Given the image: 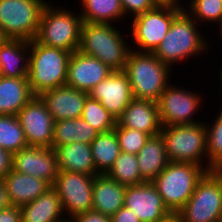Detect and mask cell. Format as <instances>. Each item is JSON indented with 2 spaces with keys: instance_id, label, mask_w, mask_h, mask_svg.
Wrapping results in <instances>:
<instances>
[{
  "instance_id": "e0dca14e",
  "label": "cell",
  "mask_w": 222,
  "mask_h": 222,
  "mask_svg": "<svg viewBox=\"0 0 222 222\" xmlns=\"http://www.w3.org/2000/svg\"><path fill=\"white\" fill-rule=\"evenodd\" d=\"M113 71L97 58L77 50L71 53L65 85L88 93Z\"/></svg>"
},
{
  "instance_id": "60d3db41",
  "label": "cell",
  "mask_w": 222,
  "mask_h": 222,
  "mask_svg": "<svg viewBox=\"0 0 222 222\" xmlns=\"http://www.w3.org/2000/svg\"><path fill=\"white\" fill-rule=\"evenodd\" d=\"M11 205L3 180L0 181V210Z\"/></svg>"
},
{
  "instance_id": "3957f363",
  "label": "cell",
  "mask_w": 222,
  "mask_h": 222,
  "mask_svg": "<svg viewBox=\"0 0 222 222\" xmlns=\"http://www.w3.org/2000/svg\"><path fill=\"white\" fill-rule=\"evenodd\" d=\"M172 70L153 53L131 49L124 72L128 76L134 99L158 102L162 92L171 83Z\"/></svg>"
},
{
  "instance_id": "d6986e66",
  "label": "cell",
  "mask_w": 222,
  "mask_h": 222,
  "mask_svg": "<svg viewBox=\"0 0 222 222\" xmlns=\"http://www.w3.org/2000/svg\"><path fill=\"white\" fill-rule=\"evenodd\" d=\"M116 124L119 127L139 130L150 136L158 135L162 130L158 103L133 99L116 120Z\"/></svg>"
},
{
  "instance_id": "5bb4252c",
  "label": "cell",
  "mask_w": 222,
  "mask_h": 222,
  "mask_svg": "<svg viewBox=\"0 0 222 222\" xmlns=\"http://www.w3.org/2000/svg\"><path fill=\"white\" fill-rule=\"evenodd\" d=\"M11 169L43 179L51 186L59 171L54 149L35 146H27L13 153Z\"/></svg>"
},
{
  "instance_id": "30bf717a",
  "label": "cell",
  "mask_w": 222,
  "mask_h": 222,
  "mask_svg": "<svg viewBox=\"0 0 222 222\" xmlns=\"http://www.w3.org/2000/svg\"><path fill=\"white\" fill-rule=\"evenodd\" d=\"M46 0H0V28L11 39L36 38Z\"/></svg>"
},
{
  "instance_id": "ee69618b",
  "label": "cell",
  "mask_w": 222,
  "mask_h": 222,
  "mask_svg": "<svg viewBox=\"0 0 222 222\" xmlns=\"http://www.w3.org/2000/svg\"><path fill=\"white\" fill-rule=\"evenodd\" d=\"M219 68H220V70H216V71L219 72L217 75H218V78L220 80V83H218V84H219V88H220L219 92L221 93L222 92V65L220 67H218V69ZM220 84H221V86H220Z\"/></svg>"
},
{
  "instance_id": "8992f818",
  "label": "cell",
  "mask_w": 222,
  "mask_h": 222,
  "mask_svg": "<svg viewBox=\"0 0 222 222\" xmlns=\"http://www.w3.org/2000/svg\"><path fill=\"white\" fill-rule=\"evenodd\" d=\"M49 2L42 10L36 40L49 47L73 53L79 49L82 17L67 7Z\"/></svg>"
},
{
  "instance_id": "8d00e7d4",
  "label": "cell",
  "mask_w": 222,
  "mask_h": 222,
  "mask_svg": "<svg viewBox=\"0 0 222 222\" xmlns=\"http://www.w3.org/2000/svg\"><path fill=\"white\" fill-rule=\"evenodd\" d=\"M71 219L73 222H111L110 216L104 215L94 210L80 213Z\"/></svg>"
},
{
  "instance_id": "ac0fdd59",
  "label": "cell",
  "mask_w": 222,
  "mask_h": 222,
  "mask_svg": "<svg viewBox=\"0 0 222 222\" xmlns=\"http://www.w3.org/2000/svg\"><path fill=\"white\" fill-rule=\"evenodd\" d=\"M56 121L79 118L88 93L67 85L44 91L39 95Z\"/></svg>"
},
{
  "instance_id": "f1b7e54d",
  "label": "cell",
  "mask_w": 222,
  "mask_h": 222,
  "mask_svg": "<svg viewBox=\"0 0 222 222\" xmlns=\"http://www.w3.org/2000/svg\"><path fill=\"white\" fill-rule=\"evenodd\" d=\"M90 146L96 171L106 174L121 152L114 129L99 133Z\"/></svg>"
},
{
  "instance_id": "4316f807",
  "label": "cell",
  "mask_w": 222,
  "mask_h": 222,
  "mask_svg": "<svg viewBox=\"0 0 222 222\" xmlns=\"http://www.w3.org/2000/svg\"><path fill=\"white\" fill-rule=\"evenodd\" d=\"M99 133L82 117L56 121L54 123L52 147L74 142L91 144Z\"/></svg>"
},
{
  "instance_id": "e575fe53",
  "label": "cell",
  "mask_w": 222,
  "mask_h": 222,
  "mask_svg": "<svg viewBox=\"0 0 222 222\" xmlns=\"http://www.w3.org/2000/svg\"><path fill=\"white\" fill-rule=\"evenodd\" d=\"M114 131L119 141L120 150L135 155L150 138L147 133L132 128L119 127L117 124Z\"/></svg>"
},
{
  "instance_id": "ab89813d",
  "label": "cell",
  "mask_w": 222,
  "mask_h": 222,
  "mask_svg": "<svg viewBox=\"0 0 222 222\" xmlns=\"http://www.w3.org/2000/svg\"><path fill=\"white\" fill-rule=\"evenodd\" d=\"M12 154L0 148V181L11 170Z\"/></svg>"
},
{
  "instance_id": "d6a6232c",
  "label": "cell",
  "mask_w": 222,
  "mask_h": 222,
  "mask_svg": "<svg viewBox=\"0 0 222 222\" xmlns=\"http://www.w3.org/2000/svg\"><path fill=\"white\" fill-rule=\"evenodd\" d=\"M81 117L100 133L113 130L116 126V119L99 101L90 97L85 101Z\"/></svg>"
},
{
  "instance_id": "484cf974",
  "label": "cell",
  "mask_w": 222,
  "mask_h": 222,
  "mask_svg": "<svg viewBox=\"0 0 222 222\" xmlns=\"http://www.w3.org/2000/svg\"><path fill=\"white\" fill-rule=\"evenodd\" d=\"M141 177L151 182L168 165L165 143L161 134L150 136L137 154Z\"/></svg>"
},
{
  "instance_id": "5b68a950",
  "label": "cell",
  "mask_w": 222,
  "mask_h": 222,
  "mask_svg": "<svg viewBox=\"0 0 222 222\" xmlns=\"http://www.w3.org/2000/svg\"><path fill=\"white\" fill-rule=\"evenodd\" d=\"M70 56L66 50L30 41L28 80L34 96L66 84Z\"/></svg>"
},
{
  "instance_id": "7dc6e473",
  "label": "cell",
  "mask_w": 222,
  "mask_h": 222,
  "mask_svg": "<svg viewBox=\"0 0 222 222\" xmlns=\"http://www.w3.org/2000/svg\"><path fill=\"white\" fill-rule=\"evenodd\" d=\"M216 170L222 173V163L216 168Z\"/></svg>"
},
{
  "instance_id": "7c38bea8",
  "label": "cell",
  "mask_w": 222,
  "mask_h": 222,
  "mask_svg": "<svg viewBox=\"0 0 222 222\" xmlns=\"http://www.w3.org/2000/svg\"><path fill=\"white\" fill-rule=\"evenodd\" d=\"M93 175L58 171L53 188L61 200L67 218L92 210Z\"/></svg>"
},
{
  "instance_id": "ffe728a7",
  "label": "cell",
  "mask_w": 222,
  "mask_h": 222,
  "mask_svg": "<svg viewBox=\"0 0 222 222\" xmlns=\"http://www.w3.org/2000/svg\"><path fill=\"white\" fill-rule=\"evenodd\" d=\"M11 205L22 207L52 186L43 179L10 170L3 179Z\"/></svg>"
},
{
  "instance_id": "c3c4849f",
  "label": "cell",
  "mask_w": 222,
  "mask_h": 222,
  "mask_svg": "<svg viewBox=\"0 0 222 222\" xmlns=\"http://www.w3.org/2000/svg\"><path fill=\"white\" fill-rule=\"evenodd\" d=\"M60 222H73V220L71 218H66L65 220L60 221Z\"/></svg>"
},
{
  "instance_id": "d4e9b609",
  "label": "cell",
  "mask_w": 222,
  "mask_h": 222,
  "mask_svg": "<svg viewBox=\"0 0 222 222\" xmlns=\"http://www.w3.org/2000/svg\"><path fill=\"white\" fill-rule=\"evenodd\" d=\"M33 97L28 77H1L0 115H17Z\"/></svg>"
},
{
  "instance_id": "4fadbf2b",
  "label": "cell",
  "mask_w": 222,
  "mask_h": 222,
  "mask_svg": "<svg viewBox=\"0 0 222 222\" xmlns=\"http://www.w3.org/2000/svg\"><path fill=\"white\" fill-rule=\"evenodd\" d=\"M17 117L28 146L52 147L55 120L39 96H34Z\"/></svg>"
},
{
  "instance_id": "52a82bcc",
  "label": "cell",
  "mask_w": 222,
  "mask_h": 222,
  "mask_svg": "<svg viewBox=\"0 0 222 222\" xmlns=\"http://www.w3.org/2000/svg\"><path fill=\"white\" fill-rule=\"evenodd\" d=\"M207 170L194 163L169 162L151 183L171 213H178L195 191Z\"/></svg>"
},
{
  "instance_id": "f6af8a7d",
  "label": "cell",
  "mask_w": 222,
  "mask_h": 222,
  "mask_svg": "<svg viewBox=\"0 0 222 222\" xmlns=\"http://www.w3.org/2000/svg\"><path fill=\"white\" fill-rule=\"evenodd\" d=\"M7 37L4 35L3 30L0 28V46L6 41Z\"/></svg>"
},
{
  "instance_id": "d590c367",
  "label": "cell",
  "mask_w": 222,
  "mask_h": 222,
  "mask_svg": "<svg viewBox=\"0 0 222 222\" xmlns=\"http://www.w3.org/2000/svg\"><path fill=\"white\" fill-rule=\"evenodd\" d=\"M120 3L125 17L129 20L132 16L152 10L160 4L158 0H120Z\"/></svg>"
},
{
  "instance_id": "6da1fadb",
  "label": "cell",
  "mask_w": 222,
  "mask_h": 222,
  "mask_svg": "<svg viewBox=\"0 0 222 222\" xmlns=\"http://www.w3.org/2000/svg\"><path fill=\"white\" fill-rule=\"evenodd\" d=\"M199 26L183 9L173 19L169 31L153 54L171 68L176 67L177 64L179 66V63L191 58L208 55V51L211 49L209 48L211 42L208 43V41L211 39H207L203 32H200Z\"/></svg>"
},
{
  "instance_id": "9c48e42d",
  "label": "cell",
  "mask_w": 222,
  "mask_h": 222,
  "mask_svg": "<svg viewBox=\"0 0 222 222\" xmlns=\"http://www.w3.org/2000/svg\"><path fill=\"white\" fill-rule=\"evenodd\" d=\"M178 213L182 222H222V173L207 171Z\"/></svg>"
},
{
  "instance_id": "7a4b0ae2",
  "label": "cell",
  "mask_w": 222,
  "mask_h": 222,
  "mask_svg": "<svg viewBox=\"0 0 222 222\" xmlns=\"http://www.w3.org/2000/svg\"><path fill=\"white\" fill-rule=\"evenodd\" d=\"M117 25L84 22L81 26L79 51L97 58L114 71H124L131 45L129 33L120 32ZM129 45V47H128Z\"/></svg>"
},
{
  "instance_id": "cb8c5ba5",
  "label": "cell",
  "mask_w": 222,
  "mask_h": 222,
  "mask_svg": "<svg viewBox=\"0 0 222 222\" xmlns=\"http://www.w3.org/2000/svg\"><path fill=\"white\" fill-rule=\"evenodd\" d=\"M20 208L22 222H60L67 218L53 187Z\"/></svg>"
},
{
  "instance_id": "2e32d148",
  "label": "cell",
  "mask_w": 222,
  "mask_h": 222,
  "mask_svg": "<svg viewBox=\"0 0 222 222\" xmlns=\"http://www.w3.org/2000/svg\"><path fill=\"white\" fill-rule=\"evenodd\" d=\"M124 206L141 222H158L171 213L151 182L126 186Z\"/></svg>"
},
{
  "instance_id": "7402d4cb",
  "label": "cell",
  "mask_w": 222,
  "mask_h": 222,
  "mask_svg": "<svg viewBox=\"0 0 222 222\" xmlns=\"http://www.w3.org/2000/svg\"><path fill=\"white\" fill-rule=\"evenodd\" d=\"M125 192L126 186L114 181L108 175H96L92 193V210L111 217L124 206Z\"/></svg>"
},
{
  "instance_id": "836d02e7",
  "label": "cell",
  "mask_w": 222,
  "mask_h": 222,
  "mask_svg": "<svg viewBox=\"0 0 222 222\" xmlns=\"http://www.w3.org/2000/svg\"><path fill=\"white\" fill-rule=\"evenodd\" d=\"M220 108L212 122L205 121L208 160L215 168L222 163V104Z\"/></svg>"
},
{
  "instance_id": "4dcf8cb0",
  "label": "cell",
  "mask_w": 222,
  "mask_h": 222,
  "mask_svg": "<svg viewBox=\"0 0 222 222\" xmlns=\"http://www.w3.org/2000/svg\"><path fill=\"white\" fill-rule=\"evenodd\" d=\"M27 146L17 115H0V148L13 154Z\"/></svg>"
},
{
  "instance_id": "8fae6325",
  "label": "cell",
  "mask_w": 222,
  "mask_h": 222,
  "mask_svg": "<svg viewBox=\"0 0 222 222\" xmlns=\"http://www.w3.org/2000/svg\"><path fill=\"white\" fill-rule=\"evenodd\" d=\"M198 93V91L187 90V87L185 89L184 86L181 88L170 83L157 102L161 125L172 126L202 122L197 118V113L199 110L202 113L204 111L201 109L204 95Z\"/></svg>"
},
{
  "instance_id": "83f0119b",
  "label": "cell",
  "mask_w": 222,
  "mask_h": 222,
  "mask_svg": "<svg viewBox=\"0 0 222 222\" xmlns=\"http://www.w3.org/2000/svg\"><path fill=\"white\" fill-rule=\"evenodd\" d=\"M79 2L81 5L79 14L84 22L114 24L126 18L120 0H81Z\"/></svg>"
},
{
  "instance_id": "7bdbcfd3",
  "label": "cell",
  "mask_w": 222,
  "mask_h": 222,
  "mask_svg": "<svg viewBox=\"0 0 222 222\" xmlns=\"http://www.w3.org/2000/svg\"><path fill=\"white\" fill-rule=\"evenodd\" d=\"M180 1V2H179ZM182 0H158V2L160 4H175V5H179V6H184V4L186 2L182 1Z\"/></svg>"
},
{
  "instance_id": "1f68e13d",
  "label": "cell",
  "mask_w": 222,
  "mask_h": 222,
  "mask_svg": "<svg viewBox=\"0 0 222 222\" xmlns=\"http://www.w3.org/2000/svg\"><path fill=\"white\" fill-rule=\"evenodd\" d=\"M184 10L201 26L217 24L222 19V0H186ZM209 22V23H208Z\"/></svg>"
},
{
  "instance_id": "277c9868",
  "label": "cell",
  "mask_w": 222,
  "mask_h": 222,
  "mask_svg": "<svg viewBox=\"0 0 222 222\" xmlns=\"http://www.w3.org/2000/svg\"><path fill=\"white\" fill-rule=\"evenodd\" d=\"M160 134L169 162L194 163L207 171L216 169L208 160L204 120L193 124L162 126Z\"/></svg>"
},
{
  "instance_id": "ba28073f",
  "label": "cell",
  "mask_w": 222,
  "mask_h": 222,
  "mask_svg": "<svg viewBox=\"0 0 222 222\" xmlns=\"http://www.w3.org/2000/svg\"><path fill=\"white\" fill-rule=\"evenodd\" d=\"M183 9V6L175 4H159L152 10L132 17L129 25V38L132 37L133 41L131 49L153 53L169 31L173 19Z\"/></svg>"
},
{
  "instance_id": "9a60e30c",
  "label": "cell",
  "mask_w": 222,
  "mask_h": 222,
  "mask_svg": "<svg viewBox=\"0 0 222 222\" xmlns=\"http://www.w3.org/2000/svg\"><path fill=\"white\" fill-rule=\"evenodd\" d=\"M88 96L99 101L116 120L134 99L128 76L124 71H113L92 88Z\"/></svg>"
},
{
  "instance_id": "bcb514c9",
  "label": "cell",
  "mask_w": 222,
  "mask_h": 222,
  "mask_svg": "<svg viewBox=\"0 0 222 222\" xmlns=\"http://www.w3.org/2000/svg\"><path fill=\"white\" fill-rule=\"evenodd\" d=\"M218 27H219V34H220V40H222V19H221V21L218 23V25H217V27H215V29L217 30L218 29Z\"/></svg>"
},
{
  "instance_id": "44dd1931",
  "label": "cell",
  "mask_w": 222,
  "mask_h": 222,
  "mask_svg": "<svg viewBox=\"0 0 222 222\" xmlns=\"http://www.w3.org/2000/svg\"><path fill=\"white\" fill-rule=\"evenodd\" d=\"M52 148L56 153L59 171L99 175L95 168L90 144L74 142Z\"/></svg>"
},
{
  "instance_id": "b9f144b4",
  "label": "cell",
  "mask_w": 222,
  "mask_h": 222,
  "mask_svg": "<svg viewBox=\"0 0 222 222\" xmlns=\"http://www.w3.org/2000/svg\"><path fill=\"white\" fill-rule=\"evenodd\" d=\"M158 222H182L179 213H170Z\"/></svg>"
},
{
  "instance_id": "f35d334b",
  "label": "cell",
  "mask_w": 222,
  "mask_h": 222,
  "mask_svg": "<svg viewBox=\"0 0 222 222\" xmlns=\"http://www.w3.org/2000/svg\"><path fill=\"white\" fill-rule=\"evenodd\" d=\"M111 222H141V221L127 207L122 206L114 215L111 216Z\"/></svg>"
},
{
  "instance_id": "74e56055",
  "label": "cell",
  "mask_w": 222,
  "mask_h": 222,
  "mask_svg": "<svg viewBox=\"0 0 222 222\" xmlns=\"http://www.w3.org/2000/svg\"><path fill=\"white\" fill-rule=\"evenodd\" d=\"M0 222H22L21 208L9 205L0 210Z\"/></svg>"
},
{
  "instance_id": "f546056e",
  "label": "cell",
  "mask_w": 222,
  "mask_h": 222,
  "mask_svg": "<svg viewBox=\"0 0 222 222\" xmlns=\"http://www.w3.org/2000/svg\"><path fill=\"white\" fill-rule=\"evenodd\" d=\"M106 175L124 186H133L146 182L141 177L137 155L122 151Z\"/></svg>"
},
{
  "instance_id": "603a6c76",
  "label": "cell",
  "mask_w": 222,
  "mask_h": 222,
  "mask_svg": "<svg viewBox=\"0 0 222 222\" xmlns=\"http://www.w3.org/2000/svg\"><path fill=\"white\" fill-rule=\"evenodd\" d=\"M30 41L7 38L0 46V71L3 77H28Z\"/></svg>"
}]
</instances>
